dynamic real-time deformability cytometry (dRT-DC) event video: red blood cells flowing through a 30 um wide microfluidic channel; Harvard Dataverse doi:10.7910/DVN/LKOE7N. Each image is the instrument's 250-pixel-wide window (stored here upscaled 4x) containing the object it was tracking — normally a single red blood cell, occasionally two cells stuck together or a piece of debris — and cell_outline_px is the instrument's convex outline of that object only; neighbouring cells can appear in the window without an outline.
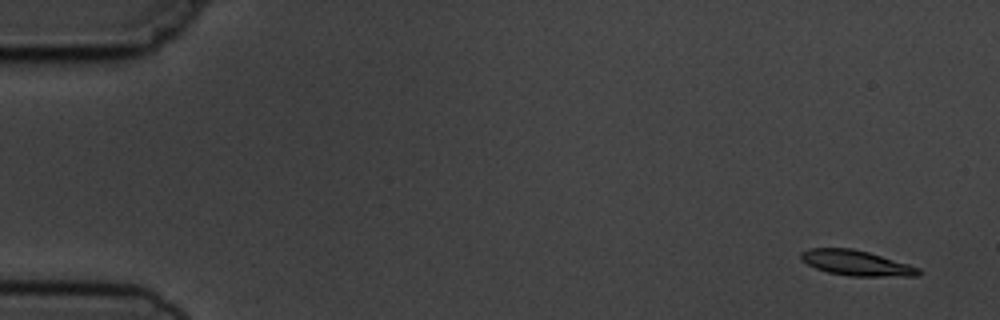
{"species": "common noctule bat (a hibernating species)", "species_latin": "Nyctalus noctula", "temperature_condition": "cold", "stored_images_in_passage": 5, "camera_frame_rate_fps": 3000, "um_per_image_px": 0.085, "animal": {"sex": "male", "body_mass_g": 19.5, "forearm_length_mm": 54.6}, "frame": {"image": 1, "passage_image": 1, "time_ms": 0.0, "image_size_px": [1000, 320], "cell_outline_px": [[920, 276], [848, 276], [828, 272], [816, 268], [800, 260], [800, 252], [808, 248], [852, 248], [868, 252], [908, 264], [920, 268]], "centroid_in_image_um": [72.75, 22.35], "position_along_channel_um": 12.2, "area_um2": 17.28}}
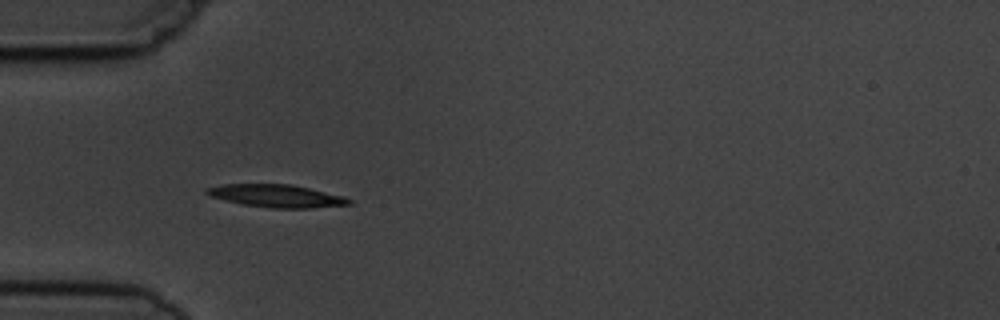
{"frame": {"image": 2, "passage_image": 5, "time_ms": 4.667, "image_size_px": [1000, 320], "cell_outline_px": [[352, 204], [312, 208], [272, 208], [244, 204], [208, 196], [204, 192], [204, 188], [224, 184], [292, 184], [344, 196], [352, 200]], "centroid_in_image_um": [23.5, 16.65], "position_along_channel_um": 61.5, "area_um2": 18.84}}